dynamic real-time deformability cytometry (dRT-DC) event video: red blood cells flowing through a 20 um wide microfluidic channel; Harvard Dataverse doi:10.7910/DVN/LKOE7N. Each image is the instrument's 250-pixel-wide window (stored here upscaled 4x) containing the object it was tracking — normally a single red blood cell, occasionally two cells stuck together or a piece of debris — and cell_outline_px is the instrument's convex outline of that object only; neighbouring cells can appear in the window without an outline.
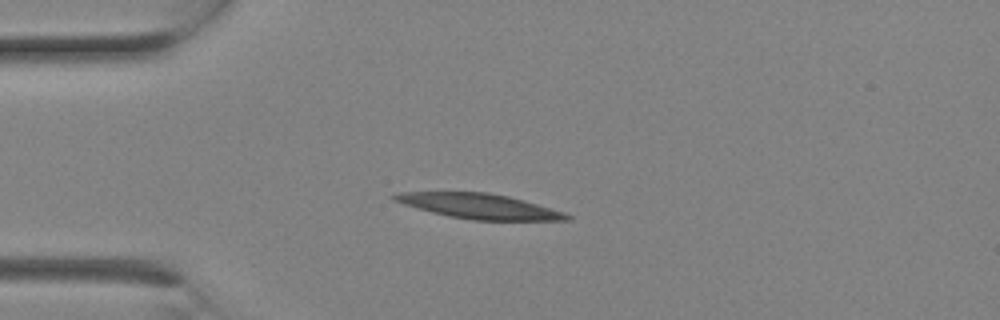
{"species": "Egyptian fruit bat (a non-hibernating species)", "species_latin": "Rousettus aegyptiacus", "temperature_condition": "room temperature", "stored_images_in_passage": 1, "camera_frame_rate_fps": 3000, "um_per_image_px": 0.085, "animal": {"sex": "female"}, "frame": {"image": 1, "passage_image": 1, "time_ms": 0.0, "image_size_px": [1000, 320], "cell_outline_px": [[572, 220], [472, 220], [448, 216], [432, 212], [404, 204], [392, 200], [388, 196], [400, 192], [488, 192], [508, 196], [524, 200], [564, 212], [572, 216]], "centroid_in_image_um": [40.72, 17.52], "position_along_channel_um": 44.3, "area_um2": 25.09}}